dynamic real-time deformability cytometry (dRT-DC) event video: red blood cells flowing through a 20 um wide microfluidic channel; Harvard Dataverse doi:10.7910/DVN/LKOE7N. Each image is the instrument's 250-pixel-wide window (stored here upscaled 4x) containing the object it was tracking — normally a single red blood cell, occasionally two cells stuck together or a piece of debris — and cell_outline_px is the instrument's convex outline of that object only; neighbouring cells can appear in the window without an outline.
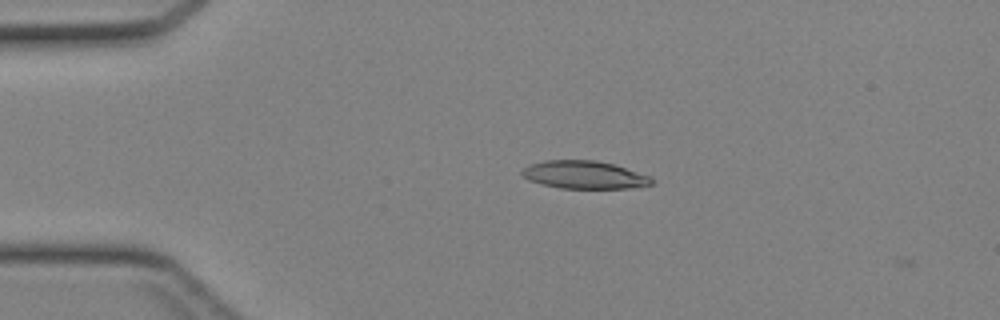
{"species": "Egyptian fruit bat (a non-hibernating species)", "species_latin": "Rousettus aegyptiacus", "temperature_condition": "cold", "stored_images_in_passage": 37, "camera_frame_rate_fps": 3000, "um_per_image_px": 0.085, "animal": {"sex": "female"}, "frame": {"image": 1, "passage_image": 3, "time_ms": 0.667, "image_size_px": [1000, 320], "cell_outline_px": [[652, 184], [628, 188], [560, 188], [528, 180], [520, 172], [528, 164], [544, 160], [596, 160], [612, 164], [652, 176]], "centroid_in_image_um": [49.64, 14.85], "position_along_channel_um": 35.4, "area_um2": 20.92}}
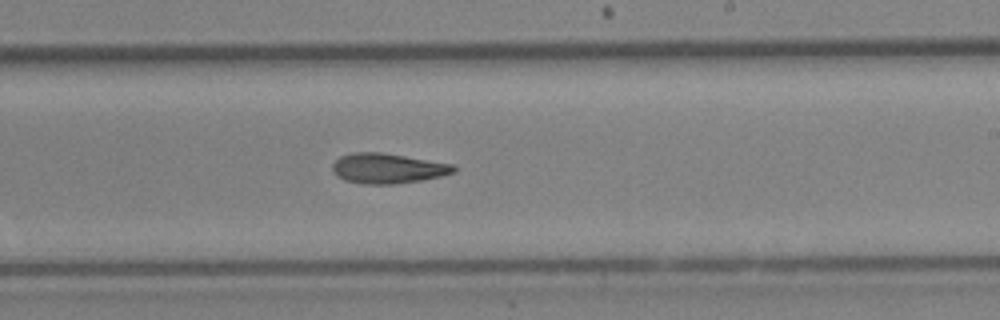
{"frame": {"image": 2, "passage_image": 20, "time_ms": 6.333, "image_size_px": [1000, 320], "cell_outline_px": [[456, 172], [440, 176], [420, 180], [396, 184], [364, 184], [344, 180], [336, 176], [332, 172], [332, 164], [340, 156], [352, 152], [380, 152], [456, 164]], "centroid_in_image_um": [32.94, 14.31], "position_along_channel_um": 256.1, "area_um2": 21.44}}
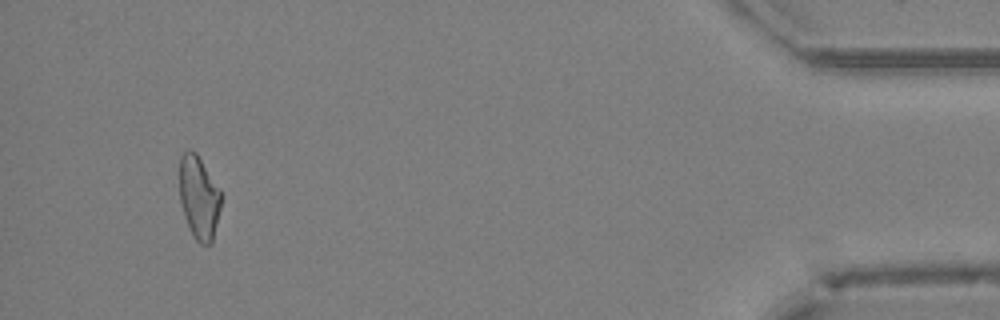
{"frame": {"image": 3, "passage_image": 35, "time_ms": 11.333, "image_size_px": [1000, 320], "cell_outline_px": [[220, 208], [212, 244], [200, 244], [192, 236], [184, 216], [180, 200], [180, 156], [188, 148], [196, 152], [220, 188]], "centroid_in_image_um": [16.9, 16.78], "position_along_channel_um": 418.3, "area_um2": 20.23}}